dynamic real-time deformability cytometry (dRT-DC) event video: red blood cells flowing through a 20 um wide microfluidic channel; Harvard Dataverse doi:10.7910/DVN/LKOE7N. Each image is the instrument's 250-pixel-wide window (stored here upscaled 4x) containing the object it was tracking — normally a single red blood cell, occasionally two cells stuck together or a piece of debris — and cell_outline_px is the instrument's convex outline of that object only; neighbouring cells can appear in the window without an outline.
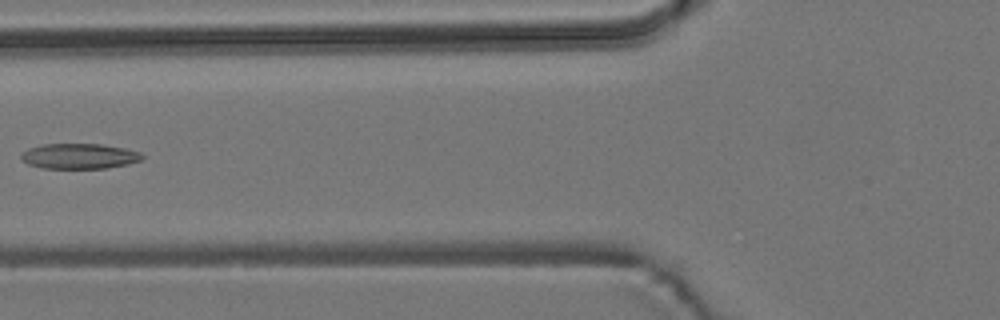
{"species": "common noctule bat (a hibernating species)", "species_latin": "Nyctalus noctula", "temperature_condition": "room temperature", "stored_images_in_passage": 7, "camera_frame_rate_fps": 3000, "um_per_image_px": 0.085, "animal": {"sex": "male", "body_mass_g": 19.2, "forearm_length_mm": 51.8}, "frame": {"image": 1, "passage_image": 6, "time_ms": 6.667, "image_size_px": [1000, 320], "cell_outline_px": [[144, 156], [140, 160], [128, 164], [108, 168], [40, 168], [28, 164], [20, 156], [28, 148], [40, 144], [104, 144], [124, 148], [140, 152]], "centroid_in_image_um": [6.74, 13.27], "position_along_channel_um": 119.1, "area_um2": 17.86}}
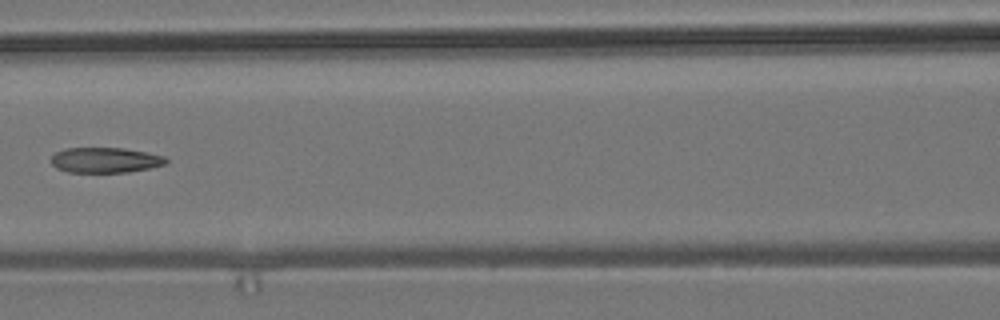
{"frame": {"image": 2, "passage_image": 7, "time_ms": 7.667, "image_size_px": [1000, 320], "cell_outline_px": [[168, 160], [164, 164], [148, 168], [128, 172], [68, 172], [56, 168], [52, 164], [52, 156], [56, 152], [64, 148], [124, 148], [164, 156]], "centroid_in_image_um": [8.91, 13.6], "position_along_channel_um": 157.7, "area_um2": 16.76}}